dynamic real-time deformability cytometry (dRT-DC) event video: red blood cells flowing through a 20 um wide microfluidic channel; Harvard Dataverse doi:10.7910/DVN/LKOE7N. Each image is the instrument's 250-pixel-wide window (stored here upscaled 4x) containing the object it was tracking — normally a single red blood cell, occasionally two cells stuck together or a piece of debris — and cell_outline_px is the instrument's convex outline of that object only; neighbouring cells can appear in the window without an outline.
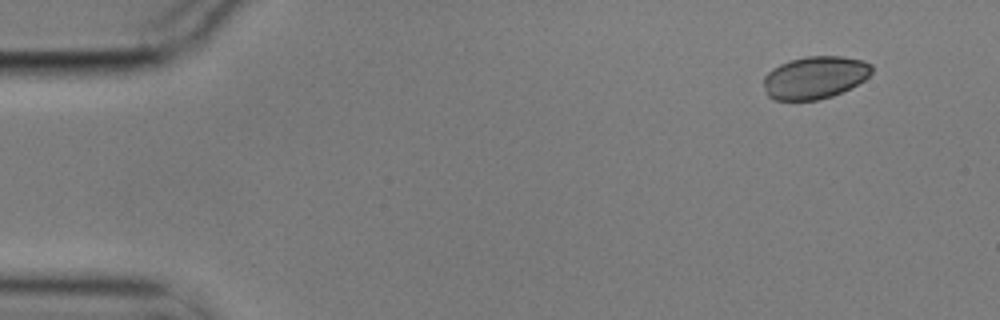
{"species": "common noctule bat (a hibernating species)", "species_latin": "Nyctalus noctula", "temperature_condition": "cold", "stored_images_in_passage": 13, "camera_frame_rate_fps": 3000, "um_per_image_px": 0.085, "animal": {"sex": "male", "body_mass_g": 17.9}, "frame": {"image": 1, "passage_image": 1, "time_ms": 0.0, "image_size_px": [1000, 320], "cell_outline_px": [[872, 72], [864, 80], [832, 96], [816, 100], [772, 100], [768, 96], [764, 88], [764, 76], [772, 68], [780, 64], [792, 60], [808, 56], [840, 56], [864, 60], [872, 64]], "centroid_in_image_um": [69.25, 6.58], "position_along_channel_um": 15.7, "area_um2": 26.7}}
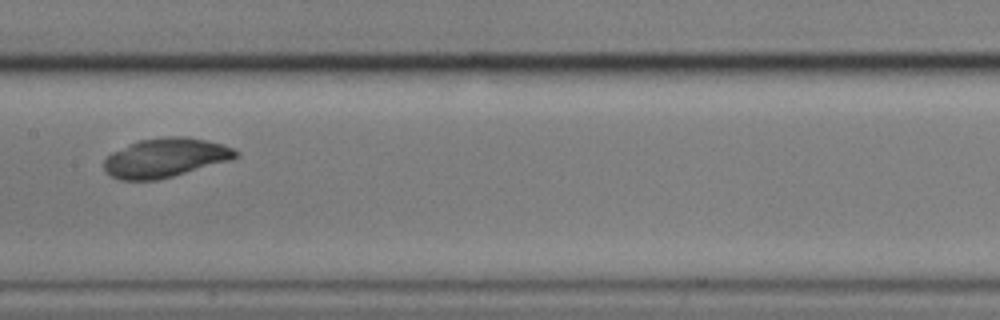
{"frame": {"image": 2, "passage_image": 7, "time_ms": 2.0, "image_size_px": [1000, 320], "cell_outline_px": [[240, 156], [232, 160], [172, 176], [156, 180], [120, 180], [104, 172], [104, 160], [112, 152], [140, 140], [168, 136], [188, 136], [224, 144], [240, 152]], "centroid_in_image_um": [14.09, 13.4], "position_along_channel_um": 193.3, "area_um2": 30.06}}
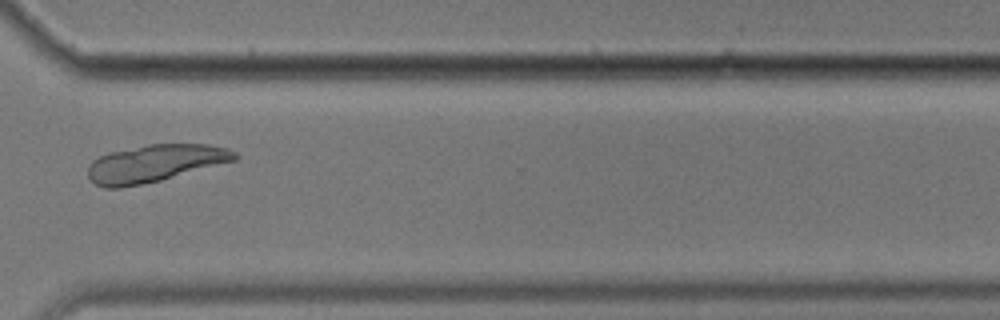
{"frame": {"image": 3, "passage_image": 11, "time_ms": 3.333, "image_size_px": [1000, 320], "cell_outline_px": [[240, 156], [236, 160], [160, 180], [120, 188], [104, 188], [96, 184], [88, 176], [88, 164], [92, 160], [108, 152], [148, 144], [208, 144], [228, 148], [236, 152]], "centroid_in_image_um": [13.16, 13.87], "position_along_channel_um": 357.4, "area_um2": 31.85}}